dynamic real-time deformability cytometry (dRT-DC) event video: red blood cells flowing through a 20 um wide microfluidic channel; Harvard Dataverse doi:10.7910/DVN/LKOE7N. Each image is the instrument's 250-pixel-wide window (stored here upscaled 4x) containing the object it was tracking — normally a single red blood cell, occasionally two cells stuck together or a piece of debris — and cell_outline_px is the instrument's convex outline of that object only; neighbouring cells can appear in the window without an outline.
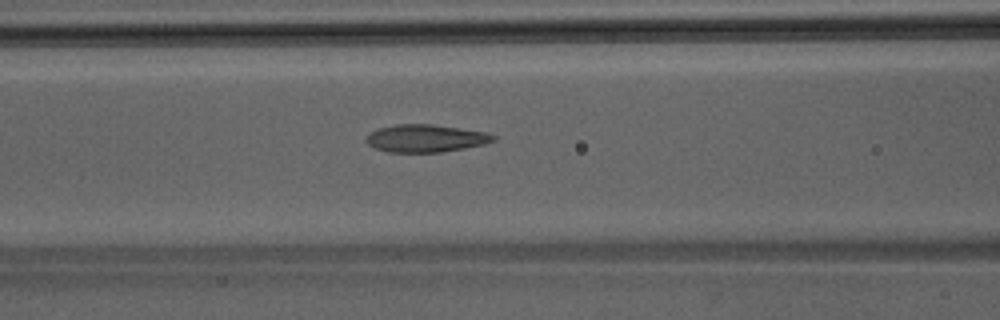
{"species": "Egyptian fruit bat (a non-hibernating species)", "species_latin": "Rousettus aegyptiacus", "temperature_condition": "room temperature", "stored_images_in_passage": 32, "camera_frame_rate_fps": 3000, "um_per_image_px": 0.085, "animal": {"sex": "male"}, "frame": {"image": 1, "passage_image": 5, "time_ms": 1.333, "image_size_px": [1000, 320], "cell_outline_px": [[496, 140], [484, 144], [440, 152], [388, 152], [376, 148], [368, 144], [364, 140], [372, 132], [380, 128], [396, 124], [432, 124], [460, 128], [484, 132], [496, 136]], "centroid_in_image_um": [36.18, 11.75], "position_along_channel_um": 130.4, "area_um2": 20.17}}
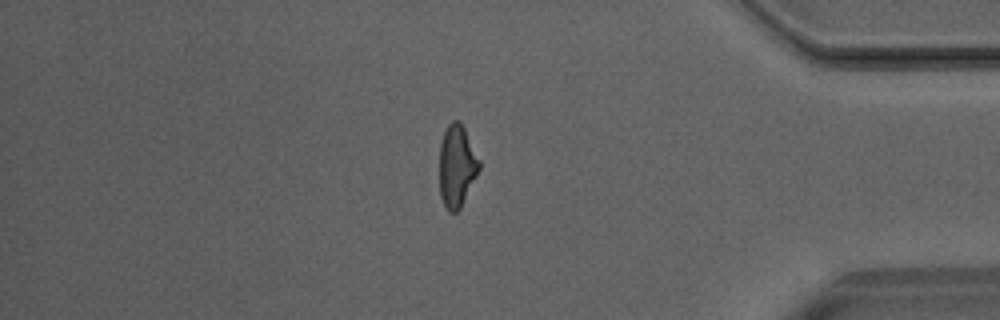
{"frame": {"image": 2, "passage_image": 25, "time_ms": 8.0, "image_size_px": [1000, 320], "cell_outline_px": [[480, 168], [460, 208], [456, 212], [448, 212], [440, 196], [440, 144], [444, 132], [448, 124], [452, 120], [460, 120], [480, 160]], "centroid_in_image_um": [38.82, 14.09], "position_along_channel_um": 396.4, "area_um2": 18.9}}
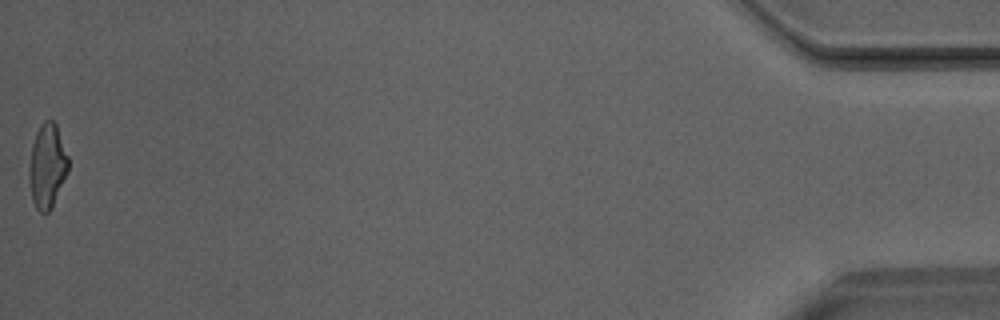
{"frame": {"image": 3, "passage_image": 32, "time_ms": 10.333, "image_size_px": [1000, 320], "cell_outline_px": [[68, 172], [52, 208], [48, 212], [40, 212], [36, 208], [32, 200], [28, 176], [28, 168], [32, 144], [36, 132], [40, 124], [44, 120], [52, 120], [56, 124], [68, 156]], "centroid_in_image_um": [4.0, 14.11], "position_along_channel_um": 431.2, "area_um2": 19.36}}